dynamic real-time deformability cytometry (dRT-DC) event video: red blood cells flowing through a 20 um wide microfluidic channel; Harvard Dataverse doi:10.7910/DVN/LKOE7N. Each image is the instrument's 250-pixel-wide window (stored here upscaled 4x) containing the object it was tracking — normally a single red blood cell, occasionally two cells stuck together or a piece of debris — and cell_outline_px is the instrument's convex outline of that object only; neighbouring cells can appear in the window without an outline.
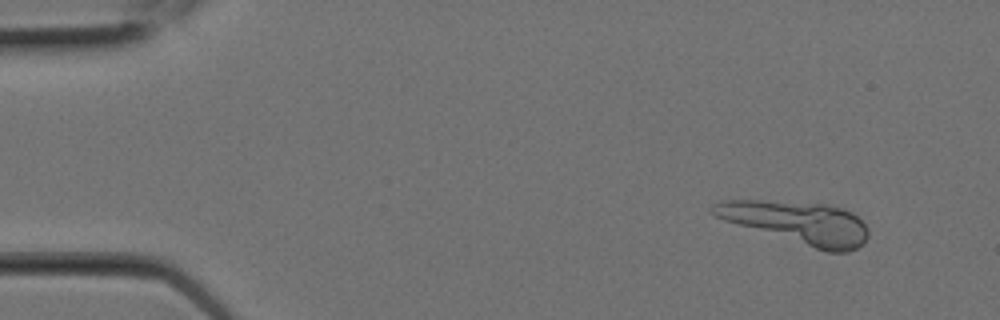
{"species": "Egyptian fruit bat (a non-hibernating species)", "species_latin": "Rousettus aegyptiacus", "temperature_condition": "room temperature", "stored_images_in_passage": 6, "camera_frame_rate_fps": 3000, "um_per_image_px": 0.085, "animal": {"sex": "female"}, "frame": {"image": 1, "passage_image": 1, "time_ms": 0.0, "image_size_px": [1000, 320], "cell_outline_px": [[868, 236], [856, 248], [848, 252], [828, 252], [724, 220], [716, 216], [708, 208], [712, 204], [724, 200], [760, 200], [824, 204], [844, 208], [852, 212], [868, 228]], "centroid_in_image_um": [67.78, 18.9], "position_along_channel_um": 17.2, "area_um2": 37.8}}